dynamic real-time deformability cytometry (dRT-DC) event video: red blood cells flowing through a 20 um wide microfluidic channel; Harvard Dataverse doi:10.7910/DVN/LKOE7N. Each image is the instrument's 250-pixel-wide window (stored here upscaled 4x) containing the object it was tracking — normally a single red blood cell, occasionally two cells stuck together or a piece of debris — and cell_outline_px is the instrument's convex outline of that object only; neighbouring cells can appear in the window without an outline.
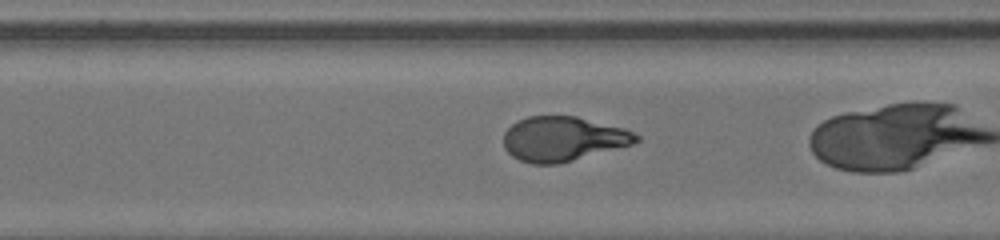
{"species": "human", "species_latin": "Homo sapiens", "temperature_condition": "room temperature", "stored_images_in_passage": 44, "camera_frame_rate_fps": 3000, "um_per_image_px": 0.085, "donor": {"sex": "male"}, "frame": {"image": 1, "passage_image": 39, "time_ms": 12.667, "image_size_px": [1000, 240], "cell_outline_px": [[640, 140], [632, 144], [572, 160], [556, 164], [532, 164], [520, 160], [512, 156], [504, 148], [504, 132], [516, 120], [528, 116], [576, 116], [624, 128], [640, 136]], "centroid_in_image_um": [47.82, 11.79], "position_along_channel_um": 322.8, "area_um2": 34.28}}